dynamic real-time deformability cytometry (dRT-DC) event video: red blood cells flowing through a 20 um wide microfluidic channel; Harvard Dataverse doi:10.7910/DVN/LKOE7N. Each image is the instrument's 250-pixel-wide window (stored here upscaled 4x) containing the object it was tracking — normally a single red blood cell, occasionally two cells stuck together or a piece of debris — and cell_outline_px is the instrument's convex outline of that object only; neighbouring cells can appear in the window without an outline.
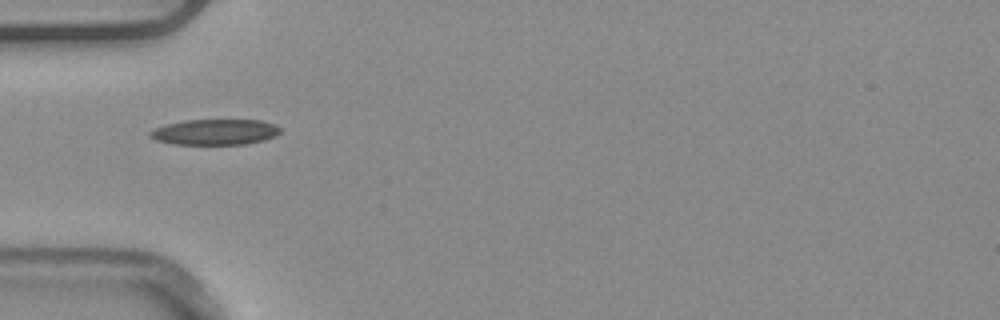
{"species": "common noctule bat (a hibernating species)", "species_latin": "Nyctalus noctula", "temperature_condition": "warm", "stored_images_in_passage": 11, "camera_frame_rate_fps": 3000, "um_per_image_px": 0.085, "animal": {"sex": "male", "body_mass_g": 20.4}, "frame": {"image": 1, "passage_image": 1, "time_ms": 0.0, "image_size_px": [1000, 320], "cell_outline_px": [[280, 132], [276, 136], [264, 140], [244, 144], [172, 144], [156, 140], [148, 136], [148, 132], [156, 128], [168, 124], [188, 120], [260, 120], [276, 124], [280, 128]], "centroid_in_image_um": [18.29, 11.22], "position_along_channel_um": 66.7, "area_um2": 19.42}}